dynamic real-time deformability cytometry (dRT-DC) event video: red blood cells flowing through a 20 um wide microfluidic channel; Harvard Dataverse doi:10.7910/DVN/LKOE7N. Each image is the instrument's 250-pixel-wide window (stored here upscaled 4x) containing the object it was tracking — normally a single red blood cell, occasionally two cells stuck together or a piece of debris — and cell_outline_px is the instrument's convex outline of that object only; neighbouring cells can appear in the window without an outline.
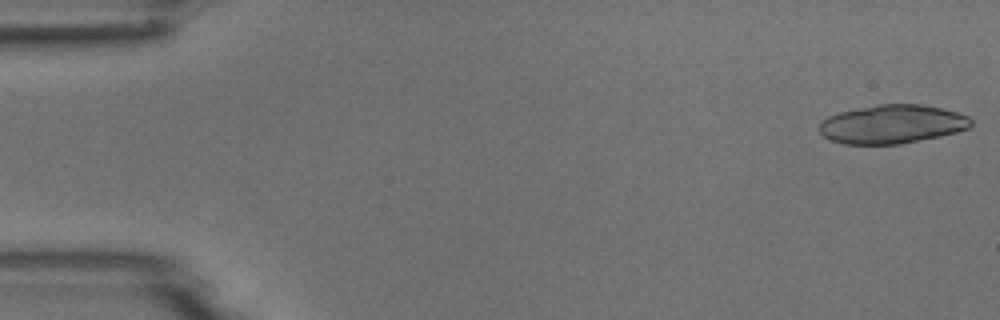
{"species": "common noctule bat (a hibernating species)", "species_latin": "Nyctalus noctula", "temperature_condition": "room temperature", "stored_images_in_passage": 5, "camera_frame_rate_fps": 3000, "um_per_image_px": 0.085, "animal": {"sex": "male", "body_mass_g": 18.8}, "frame": {"image": 1, "passage_image": 1, "time_ms": 0.0, "image_size_px": [1000, 320], "cell_outline_px": [[972, 124], [968, 128], [956, 132], [940, 136], [900, 144], [844, 144], [832, 140], [824, 136], [816, 128], [820, 120], [828, 116], [840, 112], [880, 104], [920, 104], [940, 108], [956, 112], [968, 116], [972, 120]], "centroid_in_image_um": [75.8, 10.56], "position_along_channel_um": 9.2, "area_um2": 34.16}}